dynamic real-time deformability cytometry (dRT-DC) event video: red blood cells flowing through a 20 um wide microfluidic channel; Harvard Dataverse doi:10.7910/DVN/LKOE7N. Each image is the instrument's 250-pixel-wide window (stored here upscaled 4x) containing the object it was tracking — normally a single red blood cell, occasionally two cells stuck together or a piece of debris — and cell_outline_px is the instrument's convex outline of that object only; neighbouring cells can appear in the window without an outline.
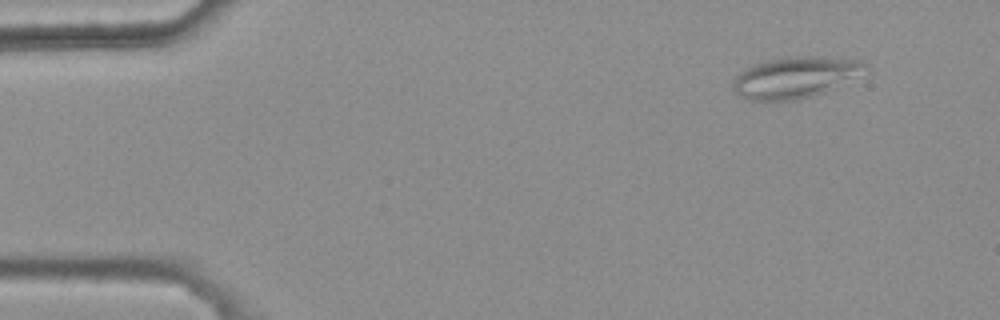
{"species": "common noctule bat (a hibernating species)", "species_latin": "Nyctalus noctula", "temperature_condition": "warm", "stored_images_in_passage": 5, "segment_of_instrument_passage": [1, 2], "camera_frame_rate_fps": 3000, "um_per_image_px": 0.085, "animal": {"sex": "female", "body_mass_g": 25.1}, "frame": {"image": 1, "passage_image": 2, "time_ms": 0.333, "image_size_px": [1000, 320], "cell_outline_px": [[868, 64], [824, 92], [796, 100], [748, 100], [740, 96], [736, 92], [732, 84], [736, 76], [744, 68], [768, 60], [796, 56], [816, 56], [860, 60]], "centroid_in_image_um": [67.43, 6.57], "position_along_channel_um": 17.6, "area_um2": 30.4}}